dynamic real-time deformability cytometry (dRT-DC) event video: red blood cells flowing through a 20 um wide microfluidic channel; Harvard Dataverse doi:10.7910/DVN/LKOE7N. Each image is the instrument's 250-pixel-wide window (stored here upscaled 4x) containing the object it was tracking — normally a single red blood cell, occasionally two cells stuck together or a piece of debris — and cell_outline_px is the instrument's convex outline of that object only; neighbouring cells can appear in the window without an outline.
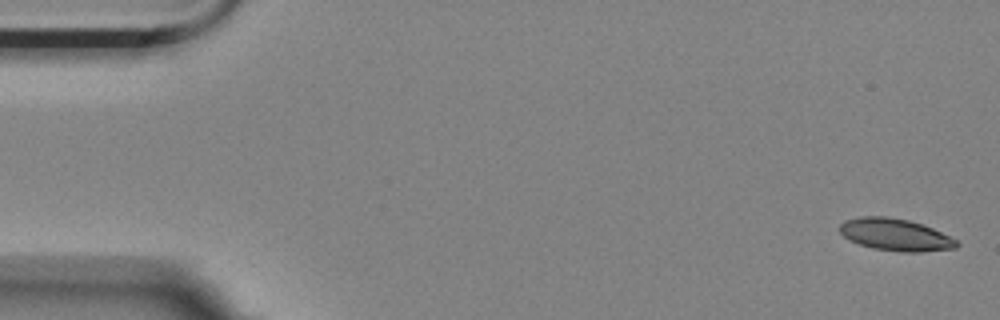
{"species": "Egyptian fruit bat (a non-hibernating species)", "species_latin": "Rousettus aegyptiacus", "temperature_condition": "room temperature", "stored_images_in_passage": 4, "segment_of_instrument_passage": [2, 2], "camera_frame_rate_fps": 3000, "um_per_image_px": 0.085, "animal": {"sex": "female"}, "frame": {"image": 1, "passage_image": 4, "time_ms": 1.0, "image_size_px": [1000, 320], "cell_outline_px": [[960, 244], [956, 248], [920, 252], [900, 252], [872, 248], [860, 244], [844, 236], [840, 232], [840, 224], [844, 220], [860, 216], [888, 216], [908, 220], [932, 228], [956, 240]], "centroid_in_image_um": [76.09, 19.95], "position_along_channel_um": 8.9, "area_um2": 21.73}}